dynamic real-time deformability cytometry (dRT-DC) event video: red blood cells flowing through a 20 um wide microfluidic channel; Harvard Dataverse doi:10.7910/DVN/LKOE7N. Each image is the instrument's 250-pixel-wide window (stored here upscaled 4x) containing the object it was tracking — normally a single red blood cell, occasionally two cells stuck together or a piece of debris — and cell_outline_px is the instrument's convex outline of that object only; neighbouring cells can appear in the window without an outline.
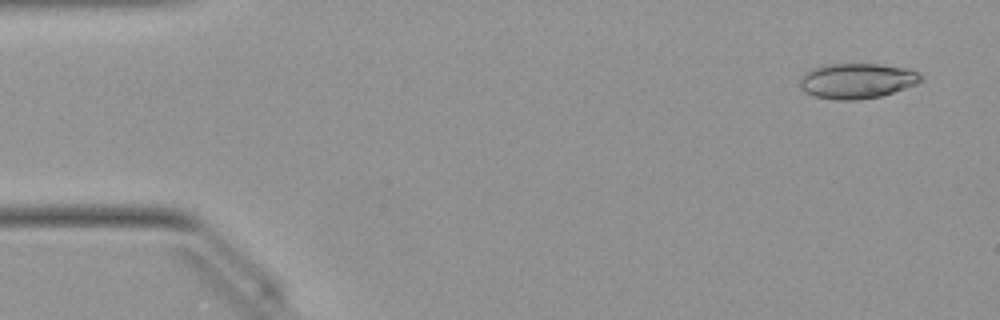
{"species": "Egyptian fruit bat (a non-hibernating species)", "species_latin": "Rousettus aegyptiacus", "temperature_condition": "warm", "stored_images_in_passage": 1, "camera_frame_rate_fps": 3000, "um_per_image_px": 0.085, "animal": {"sex": "female"}, "frame": {"image": 1, "passage_image": 1, "time_ms": 0.0, "image_size_px": [1000, 320], "cell_outline_px": [[920, 80], [916, 84], [880, 96], [860, 100], [836, 100], [816, 96], [804, 92], [800, 88], [800, 80], [804, 72], [812, 68], [824, 64], [880, 64], [908, 68], [916, 72], [920, 76]], "centroid_in_image_um": [72.78, 6.87], "position_along_channel_um": 12.2, "area_um2": 24.8}}